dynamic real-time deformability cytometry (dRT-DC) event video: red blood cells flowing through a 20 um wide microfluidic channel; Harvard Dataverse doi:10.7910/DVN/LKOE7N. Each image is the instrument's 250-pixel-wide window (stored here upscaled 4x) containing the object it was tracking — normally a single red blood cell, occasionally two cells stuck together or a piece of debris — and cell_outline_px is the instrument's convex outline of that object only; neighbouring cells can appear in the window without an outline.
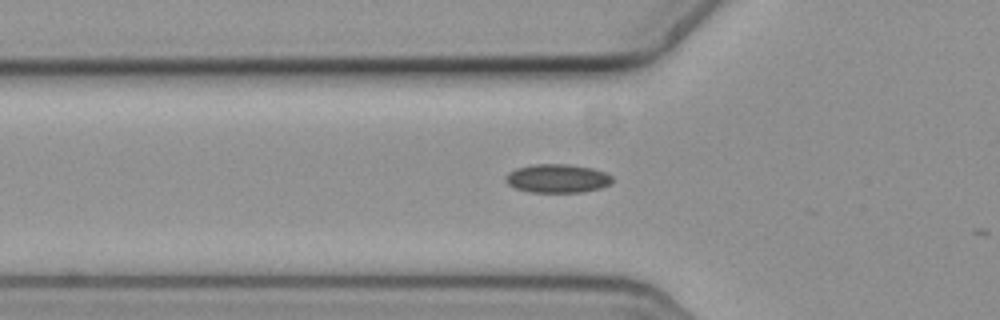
{"species": "common noctule bat (a hibernating species)", "species_latin": "Nyctalus noctula", "temperature_condition": "cold", "stored_images_in_passage": 3, "camera_frame_rate_fps": 3000, "um_per_image_px": 0.085, "animal": {"sex": "female", "body_mass_g": 19.3, "forearm_length_mm": 54.1}, "frame": {"image": 1, "passage_image": 2, "time_ms": 0.333, "image_size_px": [1000, 320], "cell_outline_px": [[612, 180], [608, 184], [600, 188], [580, 192], [528, 192], [516, 188], [508, 184], [504, 180], [504, 176], [508, 172], [516, 168], [532, 164], [568, 164], [592, 168], [604, 172], [612, 176]], "centroid_in_image_um": [47.32, 15.16], "position_along_channel_um": 78.5, "area_um2": 17.8}}